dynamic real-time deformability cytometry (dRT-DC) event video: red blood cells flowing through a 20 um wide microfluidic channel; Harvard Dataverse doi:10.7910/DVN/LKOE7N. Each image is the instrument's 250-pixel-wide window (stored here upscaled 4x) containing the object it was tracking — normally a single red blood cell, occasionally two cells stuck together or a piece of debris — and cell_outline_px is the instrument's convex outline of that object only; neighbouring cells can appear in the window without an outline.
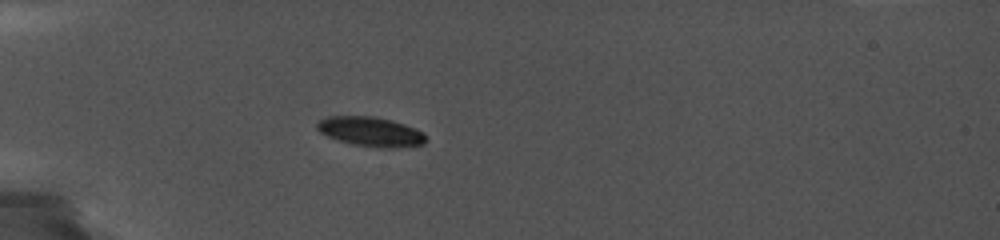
{"species": "common noctule bat (a hibernating species)", "species_latin": "Nyctalus noctula", "temperature_condition": "cold", "stored_images_in_passage": 6, "camera_frame_rate_fps": 5000, "um_per_image_px": 0.085, "animal": {"sex": "female", "body_mass_g": 19.0, "forearm_length_mm": 56.7}, "frame": {"image": 1, "passage_image": 1, "time_ms": 0.0, "image_size_px": [1000, 240], "cell_outline_px": [[428, 140], [424, 144], [392, 148], [380, 148], [352, 144], [328, 136], [320, 132], [316, 128], [316, 124], [320, 120], [328, 116], [372, 116], [392, 120], [416, 128], [424, 132]], "centroid_in_image_um": [31.55, 11.19], "position_along_channel_um": 53.5, "area_um2": 18.79}}